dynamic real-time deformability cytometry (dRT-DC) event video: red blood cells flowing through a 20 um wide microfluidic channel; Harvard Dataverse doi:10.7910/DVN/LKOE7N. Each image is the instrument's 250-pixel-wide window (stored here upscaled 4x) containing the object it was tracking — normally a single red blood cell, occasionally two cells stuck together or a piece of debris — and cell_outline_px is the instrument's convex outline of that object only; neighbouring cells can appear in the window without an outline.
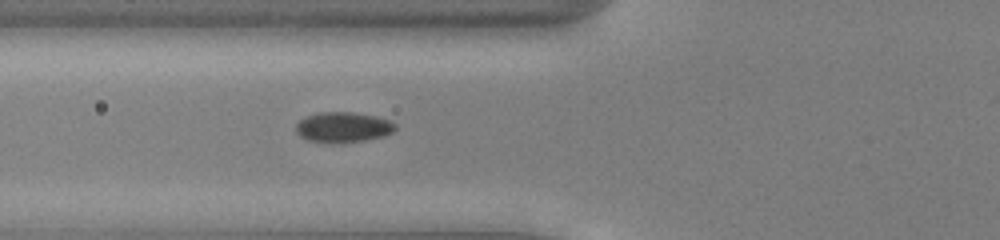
{"species": "common noctule bat (a hibernating species)", "species_latin": "Nyctalus noctula", "temperature_condition": "cold", "stored_images_in_passage": 25, "camera_frame_rate_fps": 3000, "um_per_image_px": 0.085, "animal": {"sex": "male", "body_mass_g": 13.0, "forearm_length_mm": 53.1}, "frame": {"image": 1, "passage_image": 10, "time_ms": 3.0, "image_size_px": [1000, 240], "cell_outline_px": [[396, 128], [392, 132], [380, 136], [364, 140], [332, 144], [308, 140], [300, 136], [296, 132], [296, 124], [300, 120], [308, 116], [320, 112], [352, 112], [372, 116], [388, 120], [396, 124]], "centroid_in_image_um": [29.12, 10.82], "position_along_channel_um": 96.7, "area_um2": 17.34}}
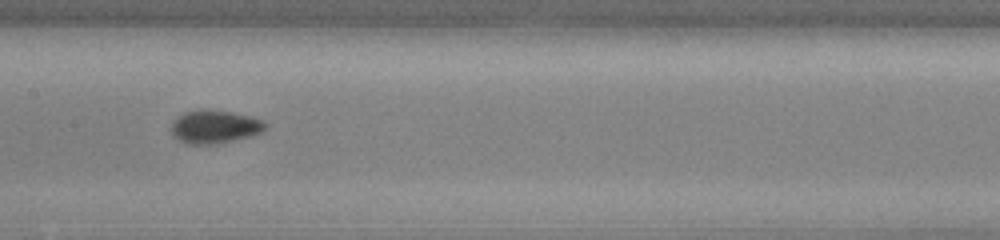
{"frame": {"image": 2, "passage_image": 17, "time_ms": 5.333, "image_size_px": [1000, 240], "cell_outline_px": [[268, 124], [260, 132], [248, 136], [216, 144], [188, 144], [172, 136], [172, 120], [176, 116], [184, 112], [228, 112], [248, 116], [264, 120]], "centroid_in_image_um": [18.22, 10.81], "position_along_channel_um": 189.2, "area_um2": 17.46}}
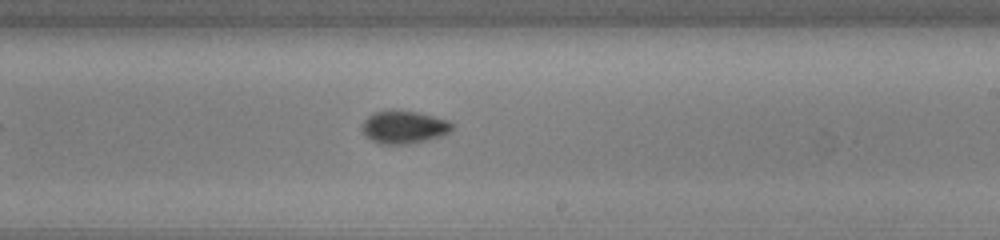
{"frame": {"image": 3, "passage_image": 22, "time_ms": 7.0, "image_size_px": [1000, 240], "cell_outline_px": [[456, 124], [452, 132], [444, 136], [408, 144], [380, 144], [372, 140], [364, 132], [364, 120], [368, 116], [376, 112], [388, 108], [392, 108], [416, 112], [448, 120]], "centroid_in_image_um": [34.41, 10.79], "position_along_channel_um": 254.6, "area_um2": 17.46}}